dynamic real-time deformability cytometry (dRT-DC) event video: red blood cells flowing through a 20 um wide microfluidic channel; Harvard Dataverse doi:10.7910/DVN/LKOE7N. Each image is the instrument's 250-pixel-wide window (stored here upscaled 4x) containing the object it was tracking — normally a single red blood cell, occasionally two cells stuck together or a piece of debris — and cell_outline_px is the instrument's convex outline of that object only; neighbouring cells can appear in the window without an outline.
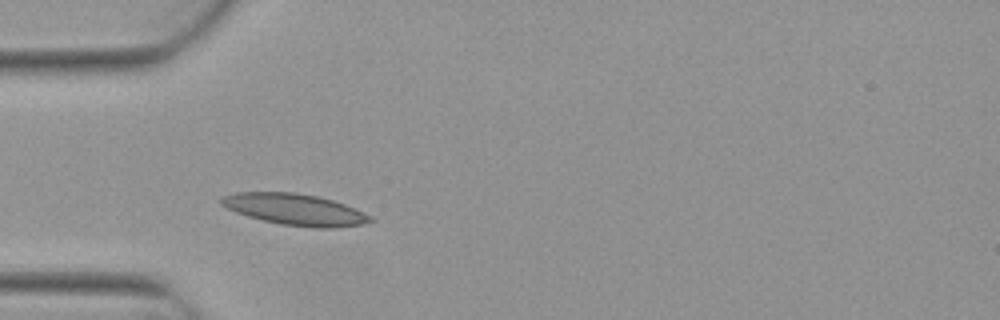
{"species": "Egyptian fruit bat (a non-hibernating species)", "species_latin": "Rousettus aegyptiacus", "temperature_condition": "warm", "stored_images_in_passage": 3, "camera_frame_rate_fps": 3000, "um_per_image_px": 0.085, "animal": {"sex": "female"}, "frame": {"image": 1, "passage_image": 2, "time_ms": 0.333, "image_size_px": [1000, 320], "cell_outline_px": [[376, 220], [364, 224], [332, 228], [312, 228], [280, 224], [248, 216], [236, 212], [220, 204], [220, 200], [224, 196], [236, 192], [296, 192], [316, 196], [332, 200], [344, 204], [372, 216]], "centroid_in_image_um": [25.1, 17.81], "position_along_channel_um": 59.9, "area_um2": 27.17}}
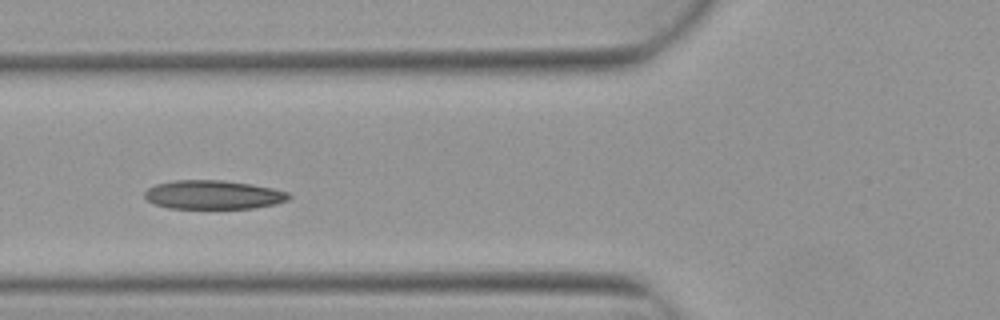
{"frame": {"image": 2, "passage_image": 3, "time_ms": 0.667, "image_size_px": [1000, 320], "cell_outline_px": [[292, 196], [288, 200], [276, 204], [252, 208], [168, 208], [156, 204], [148, 200], [144, 196], [144, 192], [148, 188], [156, 184], [172, 180], [224, 180], [252, 184], [272, 188], [288, 192]], "centroid_in_image_um": [18.14, 16.55], "position_along_channel_um": 107.7, "area_um2": 24.28}}